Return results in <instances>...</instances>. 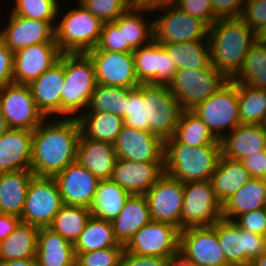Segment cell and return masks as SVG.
<instances>
[{
	"mask_svg": "<svg viewBox=\"0 0 266 266\" xmlns=\"http://www.w3.org/2000/svg\"><path fill=\"white\" fill-rule=\"evenodd\" d=\"M80 136L77 117L52 119L47 124L44 120L33 131L31 172L39 177H54L61 173L77 161Z\"/></svg>",
	"mask_w": 266,
	"mask_h": 266,
	"instance_id": "1",
	"label": "cell"
},
{
	"mask_svg": "<svg viewBox=\"0 0 266 266\" xmlns=\"http://www.w3.org/2000/svg\"><path fill=\"white\" fill-rule=\"evenodd\" d=\"M259 38L240 17L218 19L208 33L211 64L232 79Z\"/></svg>",
	"mask_w": 266,
	"mask_h": 266,
	"instance_id": "2",
	"label": "cell"
},
{
	"mask_svg": "<svg viewBox=\"0 0 266 266\" xmlns=\"http://www.w3.org/2000/svg\"><path fill=\"white\" fill-rule=\"evenodd\" d=\"M221 156V144L190 147L174 136L165 141L164 172L181 182L208 181Z\"/></svg>",
	"mask_w": 266,
	"mask_h": 266,
	"instance_id": "3",
	"label": "cell"
},
{
	"mask_svg": "<svg viewBox=\"0 0 266 266\" xmlns=\"http://www.w3.org/2000/svg\"><path fill=\"white\" fill-rule=\"evenodd\" d=\"M64 86L61 91V115H75L87 108L97 81L95 67L87 53H64Z\"/></svg>",
	"mask_w": 266,
	"mask_h": 266,
	"instance_id": "4",
	"label": "cell"
},
{
	"mask_svg": "<svg viewBox=\"0 0 266 266\" xmlns=\"http://www.w3.org/2000/svg\"><path fill=\"white\" fill-rule=\"evenodd\" d=\"M103 23L79 3L55 26V41L62 54L87 53L97 47Z\"/></svg>",
	"mask_w": 266,
	"mask_h": 266,
	"instance_id": "5",
	"label": "cell"
},
{
	"mask_svg": "<svg viewBox=\"0 0 266 266\" xmlns=\"http://www.w3.org/2000/svg\"><path fill=\"white\" fill-rule=\"evenodd\" d=\"M229 79L212 64L199 69H181L168 84L182 111H192Z\"/></svg>",
	"mask_w": 266,
	"mask_h": 266,
	"instance_id": "6",
	"label": "cell"
},
{
	"mask_svg": "<svg viewBox=\"0 0 266 266\" xmlns=\"http://www.w3.org/2000/svg\"><path fill=\"white\" fill-rule=\"evenodd\" d=\"M145 131L164 142L174 136L182 109L167 85L143 84Z\"/></svg>",
	"mask_w": 266,
	"mask_h": 266,
	"instance_id": "7",
	"label": "cell"
},
{
	"mask_svg": "<svg viewBox=\"0 0 266 266\" xmlns=\"http://www.w3.org/2000/svg\"><path fill=\"white\" fill-rule=\"evenodd\" d=\"M192 112L208 126L216 139L221 141L226 135L225 129L228 128L231 132L240 124L237 82L229 79Z\"/></svg>",
	"mask_w": 266,
	"mask_h": 266,
	"instance_id": "8",
	"label": "cell"
},
{
	"mask_svg": "<svg viewBox=\"0 0 266 266\" xmlns=\"http://www.w3.org/2000/svg\"><path fill=\"white\" fill-rule=\"evenodd\" d=\"M218 241L229 266H250L266 251V237L241 229L233 220L216 222Z\"/></svg>",
	"mask_w": 266,
	"mask_h": 266,
	"instance_id": "9",
	"label": "cell"
},
{
	"mask_svg": "<svg viewBox=\"0 0 266 266\" xmlns=\"http://www.w3.org/2000/svg\"><path fill=\"white\" fill-rule=\"evenodd\" d=\"M222 217V204L216 198L210 180L184 183L181 230L212 226Z\"/></svg>",
	"mask_w": 266,
	"mask_h": 266,
	"instance_id": "10",
	"label": "cell"
},
{
	"mask_svg": "<svg viewBox=\"0 0 266 266\" xmlns=\"http://www.w3.org/2000/svg\"><path fill=\"white\" fill-rule=\"evenodd\" d=\"M62 205L55 179L34 176L27 189L21 222L39 228L49 227Z\"/></svg>",
	"mask_w": 266,
	"mask_h": 266,
	"instance_id": "11",
	"label": "cell"
},
{
	"mask_svg": "<svg viewBox=\"0 0 266 266\" xmlns=\"http://www.w3.org/2000/svg\"><path fill=\"white\" fill-rule=\"evenodd\" d=\"M179 255L191 266H229L217 238L216 222L181 230Z\"/></svg>",
	"mask_w": 266,
	"mask_h": 266,
	"instance_id": "12",
	"label": "cell"
},
{
	"mask_svg": "<svg viewBox=\"0 0 266 266\" xmlns=\"http://www.w3.org/2000/svg\"><path fill=\"white\" fill-rule=\"evenodd\" d=\"M163 15L153 21L154 40L158 43H181L208 39L209 26L193 18L176 5L158 9Z\"/></svg>",
	"mask_w": 266,
	"mask_h": 266,
	"instance_id": "13",
	"label": "cell"
},
{
	"mask_svg": "<svg viewBox=\"0 0 266 266\" xmlns=\"http://www.w3.org/2000/svg\"><path fill=\"white\" fill-rule=\"evenodd\" d=\"M0 110L10 129L34 131L46 118L38 110L30 87L11 83L0 89Z\"/></svg>",
	"mask_w": 266,
	"mask_h": 266,
	"instance_id": "14",
	"label": "cell"
},
{
	"mask_svg": "<svg viewBox=\"0 0 266 266\" xmlns=\"http://www.w3.org/2000/svg\"><path fill=\"white\" fill-rule=\"evenodd\" d=\"M179 234L174 225L152 220L134 234L124 249L138 256L170 259L179 255Z\"/></svg>",
	"mask_w": 266,
	"mask_h": 266,
	"instance_id": "15",
	"label": "cell"
},
{
	"mask_svg": "<svg viewBox=\"0 0 266 266\" xmlns=\"http://www.w3.org/2000/svg\"><path fill=\"white\" fill-rule=\"evenodd\" d=\"M144 195L153 221L172 224L181 231L184 182L164 173Z\"/></svg>",
	"mask_w": 266,
	"mask_h": 266,
	"instance_id": "16",
	"label": "cell"
},
{
	"mask_svg": "<svg viewBox=\"0 0 266 266\" xmlns=\"http://www.w3.org/2000/svg\"><path fill=\"white\" fill-rule=\"evenodd\" d=\"M94 63L97 84L132 89L140 83L133 52L88 51Z\"/></svg>",
	"mask_w": 266,
	"mask_h": 266,
	"instance_id": "17",
	"label": "cell"
},
{
	"mask_svg": "<svg viewBox=\"0 0 266 266\" xmlns=\"http://www.w3.org/2000/svg\"><path fill=\"white\" fill-rule=\"evenodd\" d=\"M113 147L123 160L164 163L165 142L148 131L123 125Z\"/></svg>",
	"mask_w": 266,
	"mask_h": 266,
	"instance_id": "18",
	"label": "cell"
},
{
	"mask_svg": "<svg viewBox=\"0 0 266 266\" xmlns=\"http://www.w3.org/2000/svg\"><path fill=\"white\" fill-rule=\"evenodd\" d=\"M56 42H44L21 48L14 52L13 81L29 85L61 56Z\"/></svg>",
	"mask_w": 266,
	"mask_h": 266,
	"instance_id": "19",
	"label": "cell"
},
{
	"mask_svg": "<svg viewBox=\"0 0 266 266\" xmlns=\"http://www.w3.org/2000/svg\"><path fill=\"white\" fill-rule=\"evenodd\" d=\"M57 183L63 204L90 207L99 179L78 161L68 165L53 177Z\"/></svg>",
	"mask_w": 266,
	"mask_h": 266,
	"instance_id": "20",
	"label": "cell"
},
{
	"mask_svg": "<svg viewBox=\"0 0 266 266\" xmlns=\"http://www.w3.org/2000/svg\"><path fill=\"white\" fill-rule=\"evenodd\" d=\"M9 24L0 30V40L12 51L33 44L55 41V27L48 21L9 15Z\"/></svg>",
	"mask_w": 266,
	"mask_h": 266,
	"instance_id": "21",
	"label": "cell"
},
{
	"mask_svg": "<svg viewBox=\"0 0 266 266\" xmlns=\"http://www.w3.org/2000/svg\"><path fill=\"white\" fill-rule=\"evenodd\" d=\"M164 173V163L118 158L110 179L132 195H144Z\"/></svg>",
	"mask_w": 266,
	"mask_h": 266,
	"instance_id": "22",
	"label": "cell"
},
{
	"mask_svg": "<svg viewBox=\"0 0 266 266\" xmlns=\"http://www.w3.org/2000/svg\"><path fill=\"white\" fill-rule=\"evenodd\" d=\"M64 78V54H61L55 64L28 85L38 110L47 119L51 114H61Z\"/></svg>",
	"mask_w": 266,
	"mask_h": 266,
	"instance_id": "23",
	"label": "cell"
},
{
	"mask_svg": "<svg viewBox=\"0 0 266 266\" xmlns=\"http://www.w3.org/2000/svg\"><path fill=\"white\" fill-rule=\"evenodd\" d=\"M33 131L9 129L0 137V173L30 170Z\"/></svg>",
	"mask_w": 266,
	"mask_h": 266,
	"instance_id": "24",
	"label": "cell"
},
{
	"mask_svg": "<svg viewBox=\"0 0 266 266\" xmlns=\"http://www.w3.org/2000/svg\"><path fill=\"white\" fill-rule=\"evenodd\" d=\"M230 135L220 141L221 154L226 158L241 160L266 150V133L263 125L239 124Z\"/></svg>",
	"mask_w": 266,
	"mask_h": 266,
	"instance_id": "25",
	"label": "cell"
},
{
	"mask_svg": "<svg viewBox=\"0 0 266 266\" xmlns=\"http://www.w3.org/2000/svg\"><path fill=\"white\" fill-rule=\"evenodd\" d=\"M117 159L113 144L92 140L81 134L77 161L99 180L111 178Z\"/></svg>",
	"mask_w": 266,
	"mask_h": 266,
	"instance_id": "26",
	"label": "cell"
},
{
	"mask_svg": "<svg viewBox=\"0 0 266 266\" xmlns=\"http://www.w3.org/2000/svg\"><path fill=\"white\" fill-rule=\"evenodd\" d=\"M151 221L145 195H131L119 215L111 221L115 239L125 247L134 234Z\"/></svg>",
	"mask_w": 266,
	"mask_h": 266,
	"instance_id": "27",
	"label": "cell"
},
{
	"mask_svg": "<svg viewBox=\"0 0 266 266\" xmlns=\"http://www.w3.org/2000/svg\"><path fill=\"white\" fill-rule=\"evenodd\" d=\"M37 266H71L76 261L74 246L49 227L38 232Z\"/></svg>",
	"mask_w": 266,
	"mask_h": 266,
	"instance_id": "28",
	"label": "cell"
},
{
	"mask_svg": "<svg viewBox=\"0 0 266 266\" xmlns=\"http://www.w3.org/2000/svg\"><path fill=\"white\" fill-rule=\"evenodd\" d=\"M31 170L0 173V213L21 217L26 193L31 179Z\"/></svg>",
	"mask_w": 266,
	"mask_h": 266,
	"instance_id": "29",
	"label": "cell"
},
{
	"mask_svg": "<svg viewBox=\"0 0 266 266\" xmlns=\"http://www.w3.org/2000/svg\"><path fill=\"white\" fill-rule=\"evenodd\" d=\"M251 179L250 173L243 167L240 160L226 158L221 154L210 182L216 198L223 205L230 196Z\"/></svg>",
	"mask_w": 266,
	"mask_h": 266,
	"instance_id": "30",
	"label": "cell"
},
{
	"mask_svg": "<svg viewBox=\"0 0 266 266\" xmlns=\"http://www.w3.org/2000/svg\"><path fill=\"white\" fill-rule=\"evenodd\" d=\"M266 202V179L252 178L222 205V216L235 220L245 213L264 208Z\"/></svg>",
	"mask_w": 266,
	"mask_h": 266,
	"instance_id": "31",
	"label": "cell"
},
{
	"mask_svg": "<svg viewBox=\"0 0 266 266\" xmlns=\"http://www.w3.org/2000/svg\"><path fill=\"white\" fill-rule=\"evenodd\" d=\"M131 195L111 179L99 180L89 207L91 216L112 221L119 215Z\"/></svg>",
	"mask_w": 266,
	"mask_h": 266,
	"instance_id": "32",
	"label": "cell"
},
{
	"mask_svg": "<svg viewBox=\"0 0 266 266\" xmlns=\"http://www.w3.org/2000/svg\"><path fill=\"white\" fill-rule=\"evenodd\" d=\"M39 229L20 222L5 240L0 241V262L35 258Z\"/></svg>",
	"mask_w": 266,
	"mask_h": 266,
	"instance_id": "33",
	"label": "cell"
},
{
	"mask_svg": "<svg viewBox=\"0 0 266 266\" xmlns=\"http://www.w3.org/2000/svg\"><path fill=\"white\" fill-rule=\"evenodd\" d=\"M177 70L199 69L211 64L208 39L181 43H160Z\"/></svg>",
	"mask_w": 266,
	"mask_h": 266,
	"instance_id": "34",
	"label": "cell"
},
{
	"mask_svg": "<svg viewBox=\"0 0 266 266\" xmlns=\"http://www.w3.org/2000/svg\"><path fill=\"white\" fill-rule=\"evenodd\" d=\"M77 117L81 134L89 139L113 144L124 125V120L113 113L88 112Z\"/></svg>",
	"mask_w": 266,
	"mask_h": 266,
	"instance_id": "35",
	"label": "cell"
},
{
	"mask_svg": "<svg viewBox=\"0 0 266 266\" xmlns=\"http://www.w3.org/2000/svg\"><path fill=\"white\" fill-rule=\"evenodd\" d=\"M73 246L75 253H86L108 247H124L115 239L111 221L92 216Z\"/></svg>",
	"mask_w": 266,
	"mask_h": 266,
	"instance_id": "36",
	"label": "cell"
},
{
	"mask_svg": "<svg viewBox=\"0 0 266 266\" xmlns=\"http://www.w3.org/2000/svg\"><path fill=\"white\" fill-rule=\"evenodd\" d=\"M145 11L143 8H129L113 21L119 29H123L124 45H129L133 50L149 44L154 39L153 21L148 25L141 17Z\"/></svg>",
	"mask_w": 266,
	"mask_h": 266,
	"instance_id": "37",
	"label": "cell"
},
{
	"mask_svg": "<svg viewBox=\"0 0 266 266\" xmlns=\"http://www.w3.org/2000/svg\"><path fill=\"white\" fill-rule=\"evenodd\" d=\"M233 81L266 89V39L259 38L247 53L239 72Z\"/></svg>",
	"mask_w": 266,
	"mask_h": 266,
	"instance_id": "38",
	"label": "cell"
},
{
	"mask_svg": "<svg viewBox=\"0 0 266 266\" xmlns=\"http://www.w3.org/2000/svg\"><path fill=\"white\" fill-rule=\"evenodd\" d=\"M240 124L262 125L266 119V89L237 82Z\"/></svg>",
	"mask_w": 266,
	"mask_h": 266,
	"instance_id": "39",
	"label": "cell"
},
{
	"mask_svg": "<svg viewBox=\"0 0 266 266\" xmlns=\"http://www.w3.org/2000/svg\"><path fill=\"white\" fill-rule=\"evenodd\" d=\"M90 217L88 207L63 204L49 228L74 244Z\"/></svg>",
	"mask_w": 266,
	"mask_h": 266,
	"instance_id": "40",
	"label": "cell"
},
{
	"mask_svg": "<svg viewBox=\"0 0 266 266\" xmlns=\"http://www.w3.org/2000/svg\"><path fill=\"white\" fill-rule=\"evenodd\" d=\"M174 137L190 147L221 144L208 129V126L192 111H182Z\"/></svg>",
	"mask_w": 266,
	"mask_h": 266,
	"instance_id": "41",
	"label": "cell"
},
{
	"mask_svg": "<svg viewBox=\"0 0 266 266\" xmlns=\"http://www.w3.org/2000/svg\"><path fill=\"white\" fill-rule=\"evenodd\" d=\"M130 89L97 84L92 93L88 112L113 113L121 118L126 116L127 93Z\"/></svg>",
	"mask_w": 266,
	"mask_h": 266,
	"instance_id": "42",
	"label": "cell"
},
{
	"mask_svg": "<svg viewBox=\"0 0 266 266\" xmlns=\"http://www.w3.org/2000/svg\"><path fill=\"white\" fill-rule=\"evenodd\" d=\"M133 57L139 83L158 85V42L153 39L134 50Z\"/></svg>",
	"mask_w": 266,
	"mask_h": 266,
	"instance_id": "43",
	"label": "cell"
},
{
	"mask_svg": "<svg viewBox=\"0 0 266 266\" xmlns=\"http://www.w3.org/2000/svg\"><path fill=\"white\" fill-rule=\"evenodd\" d=\"M15 2L11 11L14 15L48 21L56 26L53 23L59 10L57 0H16Z\"/></svg>",
	"mask_w": 266,
	"mask_h": 266,
	"instance_id": "44",
	"label": "cell"
},
{
	"mask_svg": "<svg viewBox=\"0 0 266 266\" xmlns=\"http://www.w3.org/2000/svg\"><path fill=\"white\" fill-rule=\"evenodd\" d=\"M102 23L113 22L130 7L124 0H79Z\"/></svg>",
	"mask_w": 266,
	"mask_h": 266,
	"instance_id": "45",
	"label": "cell"
},
{
	"mask_svg": "<svg viewBox=\"0 0 266 266\" xmlns=\"http://www.w3.org/2000/svg\"><path fill=\"white\" fill-rule=\"evenodd\" d=\"M123 120L125 126L145 131L143 84L130 89L127 93L126 116Z\"/></svg>",
	"mask_w": 266,
	"mask_h": 266,
	"instance_id": "46",
	"label": "cell"
},
{
	"mask_svg": "<svg viewBox=\"0 0 266 266\" xmlns=\"http://www.w3.org/2000/svg\"><path fill=\"white\" fill-rule=\"evenodd\" d=\"M124 247H108L86 253H75L78 266H120Z\"/></svg>",
	"mask_w": 266,
	"mask_h": 266,
	"instance_id": "47",
	"label": "cell"
},
{
	"mask_svg": "<svg viewBox=\"0 0 266 266\" xmlns=\"http://www.w3.org/2000/svg\"><path fill=\"white\" fill-rule=\"evenodd\" d=\"M240 18L259 36L266 35V0H245Z\"/></svg>",
	"mask_w": 266,
	"mask_h": 266,
	"instance_id": "48",
	"label": "cell"
},
{
	"mask_svg": "<svg viewBox=\"0 0 266 266\" xmlns=\"http://www.w3.org/2000/svg\"><path fill=\"white\" fill-rule=\"evenodd\" d=\"M90 51L133 52L129 45H124L123 29L114 22L103 23L100 39L96 48Z\"/></svg>",
	"mask_w": 266,
	"mask_h": 266,
	"instance_id": "49",
	"label": "cell"
},
{
	"mask_svg": "<svg viewBox=\"0 0 266 266\" xmlns=\"http://www.w3.org/2000/svg\"><path fill=\"white\" fill-rule=\"evenodd\" d=\"M176 6L193 18L204 21L209 27L218 20L213 15L212 0H178Z\"/></svg>",
	"mask_w": 266,
	"mask_h": 266,
	"instance_id": "50",
	"label": "cell"
},
{
	"mask_svg": "<svg viewBox=\"0 0 266 266\" xmlns=\"http://www.w3.org/2000/svg\"><path fill=\"white\" fill-rule=\"evenodd\" d=\"M234 221L241 229L266 237V212L264 208L238 216Z\"/></svg>",
	"mask_w": 266,
	"mask_h": 266,
	"instance_id": "51",
	"label": "cell"
},
{
	"mask_svg": "<svg viewBox=\"0 0 266 266\" xmlns=\"http://www.w3.org/2000/svg\"><path fill=\"white\" fill-rule=\"evenodd\" d=\"M245 0H212L213 15L217 19L240 17Z\"/></svg>",
	"mask_w": 266,
	"mask_h": 266,
	"instance_id": "52",
	"label": "cell"
},
{
	"mask_svg": "<svg viewBox=\"0 0 266 266\" xmlns=\"http://www.w3.org/2000/svg\"><path fill=\"white\" fill-rule=\"evenodd\" d=\"M14 52L0 40V89L13 81Z\"/></svg>",
	"mask_w": 266,
	"mask_h": 266,
	"instance_id": "53",
	"label": "cell"
},
{
	"mask_svg": "<svg viewBox=\"0 0 266 266\" xmlns=\"http://www.w3.org/2000/svg\"><path fill=\"white\" fill-rule=\"evenodd\" d=\"M176 72L175 64L162 45L158 43V85L168 86Z\"/></svg>",
	"mask_w": 266,
	"mask_h": 266,
	"instance_id": "54",
	"label": "cell"
},
{
	"mask_svg": "<svg viewBox=\"0 0 266 266\" xmlns=\"http://www.w3.org/2000/svg\"><path fill=\"white\" fill-rule=\"evenodd\" d=\"M168 259L164 257L138 256L124 250L120 266H166Z\"/></svg>",
	"mask_w": 266,
	"mask_h": 266,
	"instance_id": "55",
	"label": "cell"
},
{
	"mask_svg": "<svg viewBox=\"0 0 266 266\" xmlns=\"http://www.w3.org/2000/svg\"><path fill=\"white\" fill-rule=\"evenodd\" d=\"M252 178L266 179V150L240 160Z\"/></svg>",
	"mask_w": 266,
	"mask_h": 266,
	"instance_id": "56",
	"label": "cell"
},
{
	"mask_svg": "<svg viewBox=\"0 0 266 266\" xmlns=\"http://www.w3.org/2000/svg\"><path fill=\"white\" fill-rule=\"evenodd\" d=\"M20 222V217L0 213V241L5 240Z\"/></svg>",
	"mask_w": 266,
	"mask_h": 266,
	"instance_id": "57",
	"label": "cell"
},
{
	"mask_svg": "<svg viewBox=\"0 0 266 266\" xmlns=\"http://www.w3.org/2000/svg\"><path fill=\"white\" fill-rule=\"evenodd\" d=\"M177 1L178 0H149L143 9L146 10V13H150L151 11L154 12V10L156 11L160 8L176 5Z\"/></svg>",
	"mask_w": 266,
	"mask_h": 266,
	"instance_id": "58",
	"label": "cell"
},
{
	"mask_svg": "<svg viewBox=\"0 0 266 266\" xmlns=\"http://www.w3.org/2000/svg\"><path fill=\"white\" fill-rule=\"evenodd\" d=\"M0 266H37L35 258L0 262Z\"/></svg>",
	"mask_w": 266,
	"mask_h": 266,
	"instance_id": "59",
	"label": "cell"
},
{
	"mask_svg": "<svg viewBox=\"0 0 266 266\" xmlns=\"http://www.w3.org/2000/svg\"><path fill=\"white\" fill-rule=\"evenodd\" d=\"M166 266H191L186 260L180 255L167 260Z\"/></svg>",
	"mask_w": 266,
	"mask_h": 266,
	"instance_id": "60",
	"label": "cell"
},
{
	"mask_svg": "<svg viewBox=\"0 0 266 266\" xmlns=\"http://www.w3.org/2000/svg\"><path fill=\"white\" fill-rule=\"evenodd\" d=\"M149 0H124L130 8H143Z\"/></svg>",
	"mask_w": 266,
	"mask_h": 266,
	"instance_id": "61",
	"label": "cell"
},
{
	"mask_svg": "<svg viewBox=\"0 0 266 266\" xmlns=\"http://www.w3.org/2000/svg\"><path fill=\"white\" fill-rule=\"evenodd\" d=\"M250 266H266V251L262 253L258 258L254 259Z\"/></svg>",
	"mask_w": 266,
	"mask_h": 266,
	"instance_id": "62",
	"label": "cell"
},
{
	"mask_svg": "<svg viewBox=\"0 0 266 266\" xmlns=\"http://www.w3.org/2000/svg\"><path fill=\"white\" fill-rule=\"evenodd\" d=\"M9 129L10 128L7 124V121L3 117L1 110H0V137L3 136Z\"/></svg>",
	"mask_w": 266,
	"mask_h": 266,
	"instance_id": "63",
	"label": "cell"
},
{
	"mask_svg": "<svg viewBox=\"0 0 266 266\" xmlns=\"http://www.w3.org/2000/svg\"><path fill=\"white\" fill-rule=\"evenodd\" d=\"M263 127H264V130H265V133H266V119L264 120V122H263Z\"/></svg>",
	"mask_w": 266,
	"mask_h": 266,
	"instance_id": "64",
	"label": "cell"
},
{
	"mask_svg": "<svg viewBox=\"0 0 266 266\" xmlns=\"http://www.w3.org/2000/svg\"><path fill=\"white\" fill-rule=\"evenodd\" d=\"M71 266H78V264L75 262V263H73Z\"/></svg>",
	"mask_w": 266,
	"mask_h": 266,
	"instance_id": "65",
	"label": "cell"
}]
</instances>
